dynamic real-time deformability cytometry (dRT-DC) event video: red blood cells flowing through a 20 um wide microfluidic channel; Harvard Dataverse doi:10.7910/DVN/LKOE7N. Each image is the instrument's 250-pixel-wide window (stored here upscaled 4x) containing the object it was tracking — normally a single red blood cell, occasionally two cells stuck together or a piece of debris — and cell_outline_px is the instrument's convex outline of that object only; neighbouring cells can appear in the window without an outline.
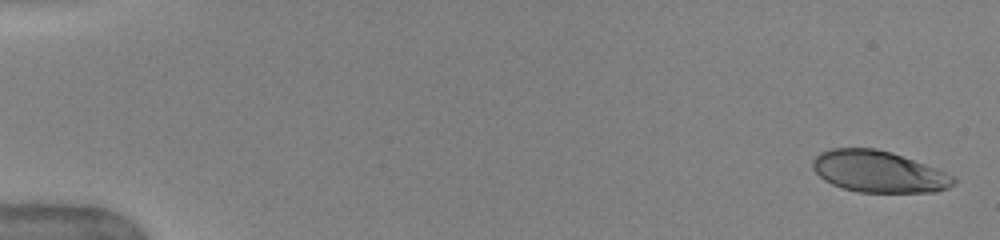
{"species": "human", "species_latin": "Homo sapiens", "temperature_condition": "warm", "stored_images_in_passage": 50, "camera_frame_rate_fps": 3000, "um_per_image_px": 0.085, "donor": {"sex": "female"}, "frame": {"image": 1, "passage_image": 1, "time_ms": 0.0, "image_size_px": [1000, 240], "cell_outline_px": [[956, 184], [948, 188], [936, 192], [860, 192], [844, 188], [832, 184], [824, 180], [812, 168], [812, 160], [820, 152], [832, 148], [876, 148], [892, 152], [936, 168], [952, 176], [956, 180]], "centroid_in_image_um": [74.68, 14.58], "position_along_channel_um": 10.3, "area_um2": 34.04}}
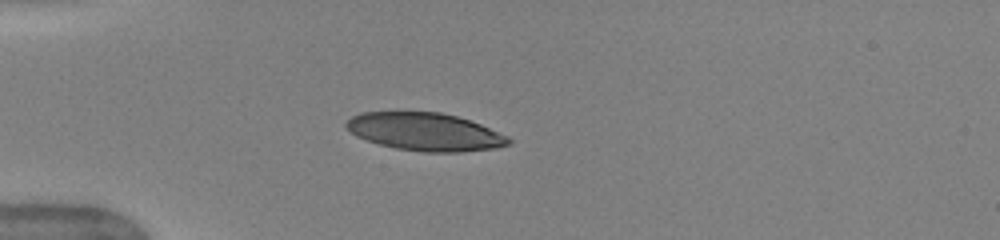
{"frame": {"image": 2, "passage_image": 14, "time_ms": 4.333, "image_size_px": [1000, 240], "cell_outline_px": [[512, 144], [496, 148], [460, 152], [424, 152], [396, 148], [380, 144], [356, 136], [344, 124], [352, 116], [360, 112], [440, 112], [456, 116], [480, 124], [508, 136], [512, 140]], "centroid_in_image_um": [36.16, 11.2], "position_along_channel_um": 48.8, "area_um2": 35.66}}
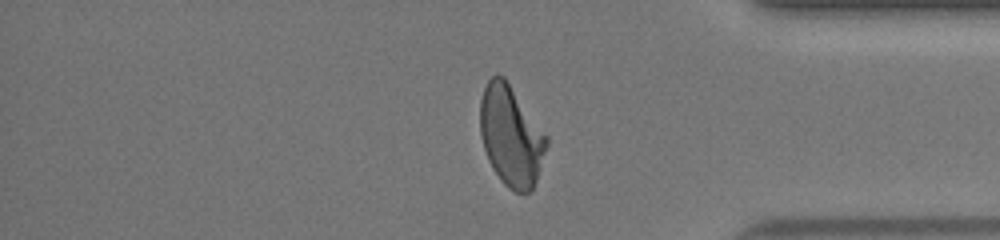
{"frame": {"image": 3, "passage_image": 42, "time_ms": 13.667, "image_size_px": [1000, 240], "cell_outline_px": [[548, 144], [536, 180], [532, 188], [528, 192], [516, 192], [508, 188], [504, 184], [492, 168], [488, 160], [484, 148], [480, 132], [480, 100], [484, 88], [488, 80], [492, 76], [504, 76], [548, 136]], "centroid_in_image_um": [43.43, 11.54], "position_along_channel_um": 391.8, "area_um2": 38.67}, "authors_computed_cell_mechanics": {"area_um2": 37.8301, "velocity_mm_per_s": 4.0428, "shape_relaxation_time_tau1_ms": 3.6962, "shape_relaxation_time_tau2_ms": null, "deformation_change_tau1": 0.1856, "deformation_change_tau2": null}}